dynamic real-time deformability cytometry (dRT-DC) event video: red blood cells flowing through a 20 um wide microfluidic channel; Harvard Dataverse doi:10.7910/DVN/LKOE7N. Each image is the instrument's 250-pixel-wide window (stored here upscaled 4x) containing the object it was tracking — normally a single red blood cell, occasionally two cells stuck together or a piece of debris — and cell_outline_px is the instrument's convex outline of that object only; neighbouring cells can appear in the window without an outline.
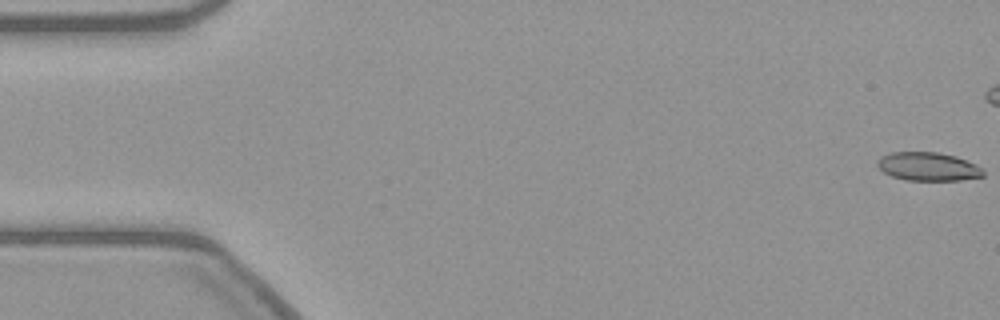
{"species": "common noctule bat (a hibernating species)", "species_latin": "Nyctalus noctula", "temperature_condition": "warm", "stored_images_in_passage": 44, "camera_frame_rate_fps": 3000, "um_per_image_px": 0.085, "animal": {"sex": "female", "body_mass_g": 21.9}, "frame": {"image": 1, "passage_image": 1, "time_ms": 0.0, "image_size_px": [1000, 320], "cell_outline_px": [[984, 176], [960, 180], [908, 180], [892, 176], [884, 172], [876, 164], [876, 160], [880, 156], [892, 152], [936, 152], [956, 156], [976, 164], [984, 168]], "centroid_in_image_um": [78.9, 14.15], "position_along_channel_um": 6.1, "area_um2": 17.63}}
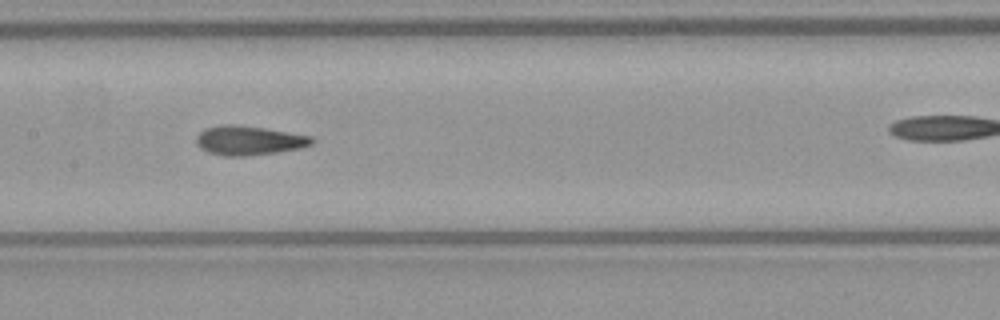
{"frame": {"image": 2, "passage_image": 27, "time_ms": 8.667, "image_size_px": [1000, 320], "cell_outline_px": [[316, 140], [312, 144], [300, 148], [276, 152], [244, 156], [224, 156], [208, 152], [200, 148], [196, 144], [196, 136], [204, 128], [224, 124], [236, 124], [264, 128], [312, 136]], "centroid_in_image_um": [21.14, 11.93], "position_along_channel_um": 186.3, "area_um2": 19.77}}
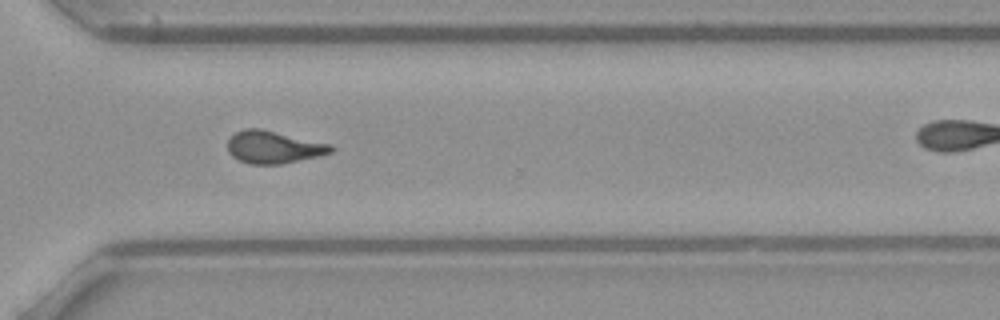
{"frame": {"image": 3, "passage_image": 40, "time_ms": 13.0, "image_size_px": [1000, 320], "cell_outline_px": [[336, 148], [332, 152], [320, 156], [280, 164], [248, 164], [232, 156], [228, 152], [228, 140], [236, 132], [244, 128], [260, 128], [332, 144]], "centroid_in_image_um": [23.28, 12.5], "position_along_channel_um": 347.3, "area_um2": 19.65}}